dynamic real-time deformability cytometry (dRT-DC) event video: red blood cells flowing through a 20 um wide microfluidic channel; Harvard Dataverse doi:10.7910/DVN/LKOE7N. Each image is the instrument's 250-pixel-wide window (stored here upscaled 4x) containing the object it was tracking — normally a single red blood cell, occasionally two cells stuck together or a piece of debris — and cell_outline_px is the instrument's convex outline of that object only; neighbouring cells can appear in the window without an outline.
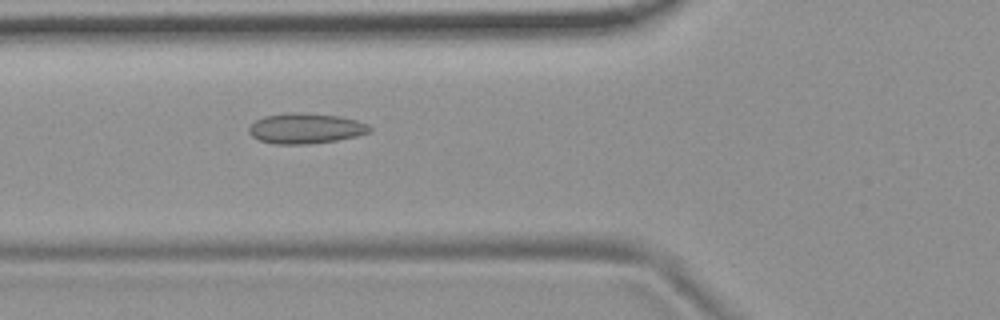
{"species": "common noctule bat (a hibernating species)", "species_latin": "Nyctalus noctula", "temperature_condition": "room temperature", "stored_images_in_passage": 45, "camera_frame_rate_fps": 3000, "um_per_image_px": 0.085, "animal": {"sex": "female", "body_mass_g": 19.9}, "frame": {"image": 1, "passage_image": 11, "time_ms": 3.333, "image_size_px": [1000, 320], "cell_outline_px": [[372, 132], [356, 136], [336, 140], [308, 144], [276, 144], [260, 140], [252, 136], [248, 132], [248, 128], [256, 120], [264, 116], [336, 116], [356, 120], [368, 124], [372, 128]], "centroid_in_image_um": [26.02, 10.98], "position_along_channel_um": 99.8, "area_um2": 20.11}}
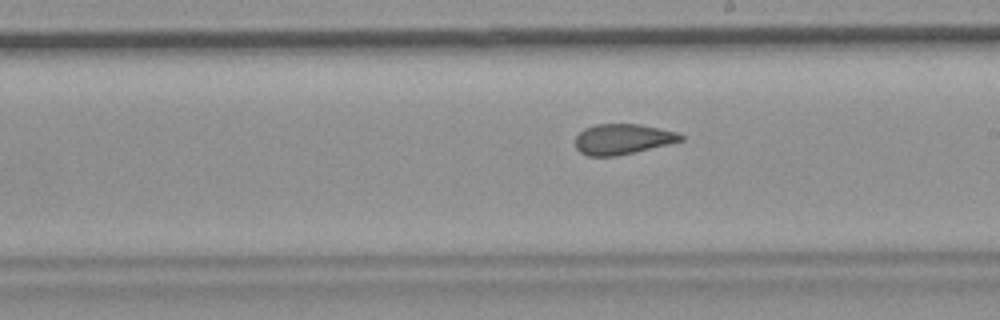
{"frame": {"image": 2, "passage_image": 22, "time_ms": 7.0, "image_size_px": [1000, 320], "cell_outline_px": [[684, 140], [668, 144], [616, 156], [588, 156], [580, 152], [576, 148], [576, 136], [584, 128], [596, 124], [640, 124], [680, 132], [684, 136]], "centroid_in_image_um": [52.94, 11.81], "position_along_channel_um": 236.1, "area_um2": 18.73}}
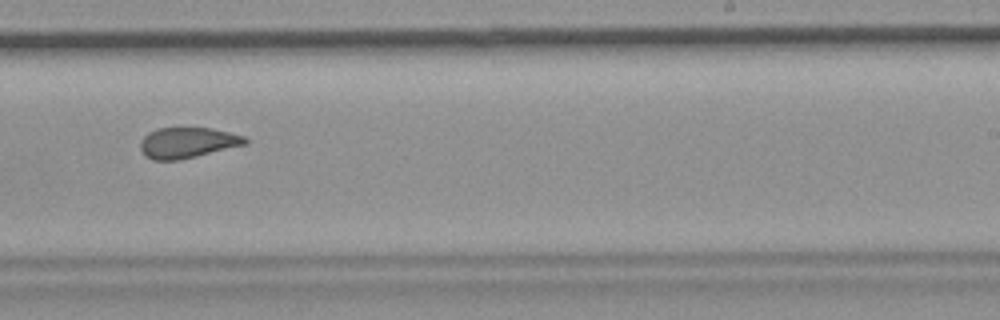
{"frame": {"image": 3, "passage_image": 25, "time_ms": 8.0, "image_size_px": [1000, 320], "cell_outline_px": [[248, 144], [180, 160], [152, 160], [144, 156], [140, 148], [140, 140], [148, 132], [156, 128], [212, 128], [244, 136], [248, 140]], "centroid_in_image_um": [15.91, 12.13], "position_along_channel_um": 273.1, "area_um2": 18.9}, "authors_computed_cell_mechanics": {"area_um2": 19.7676, "velocity_mm_per_s": 3.7249, "shape_relaxation_time_tau1_ms": null, "shape_relaxation_time_tau2_ms": 1.8694, "deformation_change_tau1": null, "deformation_change_tau2": 0.0845}}